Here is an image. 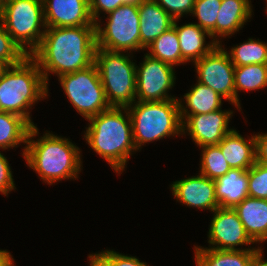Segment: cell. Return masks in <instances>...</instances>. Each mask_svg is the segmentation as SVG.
Instances as JSON below:
<instances>
[{
	"instance_id": "cell-1",
	"label": "cell",
	"mask_w": 267,
	"mask_h": 266,
	"mask_svg": "<svg viewBox=\"0 0 267 266\" xmlns=\"http://www.w3.org/2000/svg\"><path fill=\"white\" fill-rule=\"evenodd\" d=\"M96 48V26L48 27L29 56L48 86L49 72L59 77L93 65Z\"/></svg>"
},
{
	"instance_id": "cell-2",
	"label": "cell",
	"mask_w": 267,
	"mask_h": 266,
	"mask_svg": "<svg viewBox=\"0 0 267 266\" xmlns=\"http://www.w3.org/2000/svg\"><path fill=\"white\" fill-rule=\"evenodd\" d=\"M88 121L90 124L84 135L86 143L104 158L115 172L121 173L131 152L136 151L127 107H110L90 117Z\"/></svg>"
},
{
	"instance_id": "cell-3",
	"label": "cell",
	"mask_w": 267,
	"mask_h": 266,
	"mask_svg": "<svg viewBox=\"0 0 267 266\" xmlns=\"http://www.w3.org/2000/svg\"><path fill=\"white\" fill-rule=\"evenodd\" d=\"M37 134V126H31L23 151L28 166L50 185L63 179L78 178L82 162L80 149L67 138L51 133H45L35 141L32 138Z\"/></svg>"
},
{
	"instance_id": "cell-4",
	"label": "cell",
	"mask_w": 267,
	"mask_h": 266,
	"mask_svg": "<svg viewBox=\"0 0 267 266\" xmlns=\"http://www.w3.org/2000/svg\"><path fill=\"white\" fill-rule=\"evenodd\" d=\"M47 94L41 70L28 55L21 63L10 66L0 79V111L19 115L33 126L28 107Z\"/></svg>"
},
{
	"instance_id": "cell-5",
	"label": "cell",
	"mask_w": 267,
	"mask_h": 266,
	"mask_svg": "<svg viewBox=\"0 0 267 266\" xmlns=\"http://www.w3.org/2000/svg\"><path fill=\"white\" fill-rule=\"evenodd\" d=\"M127 109L131 118L136 151L144 143L183 134L178 99L136 101Z\"/></svg>"
},
{
	"instance_id": "cell-6",
	"label": "cell",
	"mask_w": 267,
	"mask_h": 266,
	"mask_svg": "<svg viewBox=\"0 0 267 266\" xmlns=\"http://www.w3.org/2000/svg\"><path fill=\"white\" fill-rule=\"evenodd\" d=\"M129 56L96 48L95 64L110 107H128L136 101V65Z\"/></svg>"
},
{
	"instance_id": "cell-7",
	"label": "cell",
	"mask_w": 267,
	"mask_h": 266,
	"mask_svg": "<svg viewBox=\"0 0 267 266\" xmlns=\"http://www.w3.org/2000/svg\"><path fill=\"white\" fill-rule=\"evenodd\" d=\"M0 19L26 54L30 55L39 46L46 28L42 0H9L0 9Z\"/></svg>"
},
{
	"instance_id": "cell-8",
	"label": "cell",
	"mask_w": 267,
	"mask_h": 266,
	"mask_svg": "<svg viewBox=\"0 0 267 266\" xmlns=\"http://www.w3.org/2000/svg\"><path fill=\"white\" fill-rule=\"evenodd\" d=\"M68 100L85 119L110 108L96 64L59 76Z\"/></svg>"
},
{
	"instance_id": "cell-9",
	"label": "cell",
	"mask_w": 267,
	"mask_h": 266,
	"mask_svg": "<svg viewBox=\"0 0 267 266\" xmlns=\"http://www.w3.org/2000/svg\"><path fill=\"white\" fill-rule=\"evenodd\" d=\"M105 28L96 23L97 48L128 52L140 50L138 5H122L108 14Z\"/></svg>"
},
{
	"instance_id": "cell-10",
	"label": "cell",
	"mask_w": 267,
	"mask_h": 266,
	"mask_svg": "<svg viewBox=\"0 0 267 266\" xmlns=\"http://www.w3.org/2000/svg\"><path fill=\"white\" fill-rule=\"evenodd\" d=\"M194 63L198 74L197 82L210 87L235 105V66L227 51L217 44Z\"/></svg>"
},
{
	"instance_id": "cell-11",
	"label": "cell",
	"mask_w": 267,
	"mask_h": 266,
	"mask_svg": "<svg viewBox=\"0 0 267 266\" xmlns=\"http://www.w3.org/2000/svg\"><path fill=\"white\" fill-rule=\"evenodd\" d=\"M140 67L136 66V98L141 102L170 99L168 90L175 84L174 67L146 53Z\"/></svg>"
},
{
	"instance_id": "cell-12",
	"label": "cell",
	"mask_w": 267,
	"mask_h": 266,
	"mask_svg": "<svg viewBox=\"0 0 267 266\" xmlns=\"http://www.w3.org/2000/svg\"><path fill=\"white\" fill-rule=\"evenodd\" d=\"M213 213L208 232V242L213 246L210 249L244 250L236 247L254 244L233 208L218 207Z\"/></svg>"
},
{
	"instance_id": "cell-13",
	"label": "cell",
	"mask_w": 267,
	"mask_h": 266,
	"mask_svg": "<svg viewBox=\"0 0 267 266\" xmlns=\"http://www.w3.org/2000/svg\"><path fill=\"white\" fill-rule=\"evenodd\" d=\"M232 114V111L219 109L207 114L190 115L182 123V132H188L200 147L218 145L233 130L228 128Z\"/></svg>"
},
{
	"instance_id": "cell-14",
	"label": "cell",
	"mask_w": 267,
	"mask_h": 266,
	"mask_svg": "<svg viewBox=\"0 0 267 266\" xmlns=\"http://www.w3.org/2000/svg\"><path fill=\"white\" fill-rule=\"evenodd\" d=\"M46 28L96 26L89 0H42Z\"/></svg>"
},
{
	"instance_id": "cell-15",
	"label": "cell",
	"mask_w": 267,
	"mask_h": 266,
	"mask_svg": "<svg viewBox=\"0 0 267 266\" xmlns=\"http://www.w3.org/2000/svg\"><path fill=\"white\" fill-rule=\"evenodd\" d=\"M171 189L174 197L187 206L212 212L219 207L215 197V181L201 173L173 182Z\"/></svg>"
},
{
	"instance_id": "cell-16",
	"label": "cell",
	"mask_w": 267,
	"mask_h": 266,
	"mask_svg": "<svg viewBox=\"0 0 267 266\" xmlns=\"http://www.w3.org/2000/svg\"><path fill=\"white\" fill-rule=\"evenodd\" d=\"M138 11L140 17V50H144L173 26L174 19L155 0H143L138 5Z\"/></svg>"
},
{
	"instance_id": "cell-17",
	"label": "cell",
	"mask_w": 267,
	"mask_h": 266,
	"mask_svg": "<svg viewBox=\"0 0 267 266\" xmlns=\"http://www.w3.org/2000/svg\"><path fill=\"white\" fill-rule=\"evenodd\" d=\"M250 0H222L215 28L209 33L214 42L220 44L218 37H226L239 31L250 19L252 6ZM216 40V41H215Z\"/></svg>"
},
{
	"instance_id": "cell-18",
	"label": "cell",
	"mask_w": 267,
	"mask_h": 266,
	"mask_svg": "<svg viewBox=\"0 0 267 266\" xmlns=\"http://www.w3.org/2000/svg\"><path fill=\"white\" fill-rule=\"evenodd\" d=\"M249 237L256 243L267 240V200L248 196L234 208Z\"/></svg>"
},
{
	"instance_id": "cell-19",
	"label": "cell",
	"mask_w": 267,
	"mask_h": 266,
	"mask_svg": "<svg viewBox=\"0 0 267 266\" xmlns=\"http://www.w3.org/2000/svg\"><path fill=\"white\" fill-rule=\"evenodd\" d=\"M235 129L218 144L231 169L248 170L256 162V139L245 140Z\"/></svg>"
},
{
	"instance_id": "cell-20",
	"label": "cell",
	"mask_w": 267,
	"mask_h": 266,
	"mask_svg": "<svg viewBox=\"0 0 267 266\" xmlns=\"http://www.w3.org/2000/svg\"><path fill=\"white\" fill-rule=\"evenodd\" d=\"M215 181V197L219 207L234 208L248 195V170L230 169Z\"/></svg>"
},
{
	"instance_id": "cell-21",
	"label": "cell",
	"mask_w": 267,
	"mask_h": 266,
	"mask_svg": "<svg viewBox=\"0 0 267 266\" xmlns=\"http://www.w3.org/2000/svg\"><path fill=\"white\" fill-rule=\"evenodd\" d=\"M178 19H174L173 26L176 29L181 49L182 63L198 61L203 56L208 54L217 43L213 40L210 44L205 45V36L209 38L210 34L199 27L196 23H188L178 26Z\"/></svg>"
},
{
	"instance_id": "cell-22",
	"label": "cell",
	"mask_w": 267,
	"mask_h": 266,
	"mask_svg": "<svg viewBox=\"0 0 267 266\" xmlns=\"http://www.w3.org/2000/svg\"><path fill=\"white\" fill-rule=\"evenodd\" d=\"M195 85L184 95L186 106L182 105V101L179 100L182 122L190 115L207 114L221 109L223 97L220 94L200 82Z\"/></svg>"
},
{
	"instance_id": "cell-23",
	"label": "cell",
	"mask_w": 267,
	"mask_h": 266,
	"mask_svg": "<svg viewBox=\"0 0 267 266\" xmlns=\"http://www.w3.org/2000/svg\"><path fill=\"white\" fill-rule=\"evenodd\" d=\"M197 266H249L252 256L260 249L216 250L194 247Z\"/></svg>"
},
{
	"instance_id": "cell-24",
	"label": "cell",
	"mask_w": 267,
	"mask_h": 266,
	"mask_svg": "<svg viewBox=\"0 0 267 266\" xmlns=\"http://www.w3.org/2000/svg\"><path fill=\"white\" fill-rule=\"evenodd\" d=\"M31 125L21 116L0 111V148H14L27 143Z\"/></svg>"
},
{
	"instance_id": "cell-25",
	"label": "cell",
	"mask_w": 267,
	"mask_h": 266,
	"mask_svg": "<svg viewBox=\"0 0 267 266\" xmlns=\"http://www.w3.org/2000/svg\"><path fill=\"white\" fill-rule=\"evenodd\" d=\"M150 57L161 60L171 66L182 63L180 42L174 26L162 33L148 47Z\"/></svg>"
},
{
	"instance_id": "cell-26",
	"label": "cell",
	"mask_w": 267,
	"mask_h": 266,
	"mask_svg": "<svg viewBox=\"0 0 267 266\" xmlns=\"http://www.w3.org/2000/svg\"><path fill=\"white\" fill-rule=\"evenodd\" d=\"M267 87V64H250L235 67V106L240 110L239 90H256Z\"/></svg>"
},
{
	"instance_id": "cell-27",
	"label": "cell",
	"mask_w": 267,
	"mask_h": 266,
	"mask_svg": "<svg viewBox=\"0 0 267 266\" xmlns=\"http://www.w3.org/2000/svg\"><path fill=\"white\" fill-rule=\"evenodd\" d=\"M227 54L235 67L267 64V43L249 38L247 42L234 46Z\"/></svg>"
},
{
	"instance_id": "cell-28",
	"label": "cell",
	"mask_w": 267,
	"mask_h": 266,
	"mask_svg": "<svg viewBox=\"0 0 267 266\" xmlns=\"http://www.w3.org/2000/svg\"><path fill=\"white\" fill-rule=\"evenodd\" d=\"M200 173L207 178L216 180L225 175L231 168L218 145L202 146Z\"/></svg>"
},
{
	"instance_id": "cell-29",
	"label": "cell",
	"mask_w": 267,
	"mask_h": 266,
	"mask_svg": "<svg viewBox=\"0 0 267 266\" xmlns=\"http://www.w3.org/2000/svg\"><path fill=\"white\" fill-rule=\"evenodd\" d=\"M222 0H195L192 14L198 18L199 27L210 33L216 26Z\"/></svg>"
},
{
	"instance_id": "cell-30",
	"label": "cell",
	"mask_w": 267,
	"mask_h": 266,
	"mask_svg": "<svg viewBox=\"0 0 267 266\" xmlns=\"http://www.w3.org/2000/svg\"><path fill=\"white\" fill-rule=\"evenodd\" d=\"M27 56L28 54L8 34L0 19V59L9 66H14L21 63Z\"/></svg>"
},
{
	"instance_id": "cell-31",
	"label": "cell",
	"mask_w": 267,
	"mask_h": 266,
	"mask_svg": "<svg viewBox=\"0 0 267 266\" xmlns=\"http://www.w3.org/2000/svg\"><path fill=\"white\" fill-rule=\"evenodd\" d=\"M90 266H148L133 256L122 255L121 253L105 250L101 253L90 254Z\"/></svg>"
},
{
	"instance_id": "cell-32",
	"label": "cell",
	"mask_w": 267,
	"mask_h": 266,
	"mask_svg": "<svg viewBox=\"0 0 267 266\" xmlns=\"http://www.w3.org/2000/svg\"><path fill=\"white\" fill-rule=\"evenodd\" d=\"M248 195L267 200V164L255 162L248 169Z\"/></svg>"
},
{
	"instance_id": "cell-33",
	"label": "cell",
	"mask_w": 267,
	"mask_h": 266,
	"mask_svg": "<svg viewBox=\"0 0 267 266\" xmlns=\"http://www.w3.org/2000/svg\"><path fill=\"white\" fill-rule=\"evenodd\" d=\"M173 19H180L184 14L191 13L195 0H155Z\"/></svg>"
},
{
	"instance_id": "cell-34",
	"label": "cell",
	"mask_w": 267,
	"mask_h": 266,
	"mask_svg": "<svg viewBox=\"0 0 267 266\" xmlns=\"http://www.w3.org/2000/svg\"><path fill=\"white\" fill-rule=\"evenodd\" d=\"M15 184L9 162L2 153H0V192L7 196V194L14 190Z\"/></svg>"
},
{
	"instance_id": "cell-35",
	"label": "cell",
	"mask_w": 267,
	"mask_h": 266,
	"mask_svg": "<svg viewBox=\"0 0 267 266\" xmlns=\"http://www.w3.org/2000/svg\"><path fill=\"white\" fill-rule=\"evenodd\" d=\"M90 14L94 23H98L101 10L109 14L119 6L124 5L120 0H89Z\"/></svg>"
},
{
	"instance_id": "cell-36",
	"label": "cell",
	"mask_w": 267,
	"mask_h": 266,
	"mask_svg": "<svg viewBox=\"0 0 267 266\" xmlns=\"http://www.w3.org/2000/svg\"><path fill=\"white\" fill-rule=\"evenodd\" d=\"M256 139V161L267 164V134H257Z\"/></svg>"
},
{
	"instance_id": "cell-37",
	"label": "cell",
	"mask_w": 267,
	"mask_h": 266,
	"mask_svg": "<svg viewBox=\"0 0 267 266\" xmlns=\"http://www.w3.org/2000/svg\"><path fill=\"white\" fill-rule=\"evenodd\" d=\"M262 249H260L252 256L249 266H267V260L263 259Z\"/></svg>"
},
{
	"instance_id": "cell-38",
	"label": "cell",
	"mask_w": 267,
	"mask_h": 266,
	"mask_svg": "<svg viewBox=\"0 0 267 266\" xmlns=\"http://www.w3.org/2000/svg\"><path fill=\"white\" fill-rule=\"evenodd\" d=\"M14 259L11 254L6 250H0V266H14Z\"/></svg>"
},
{
	"instance_id": "cell-39",
	"label": "cell",
	"mask_w": 267,
	"mask_h": 266,
	"mask_svg": "<svg viewBox=\"0 0 267 266\" xmlns=\"http://www.w3.org/2000/svg\"><path fill=\"white\" fill-rule=\"evenodd\" d=\"M9 67L10 66L4 60L0 59V79Z\"/></svg>"
},
{
	"instance_id": "cell-40",
	"label": "cell",
	"mask_w": 267,
	"mask_h": 266,
	"mask_svg": "<svg viewBox=\"0 0 267 266\" xmlns=\"http://www.w3.org/2000/svg\"><path fill=\"white\" fill-rule=\"evenodd\" d=\"M124 5H139L143 0H120Z\"/></svg>"
},
{
	"instance_id": "cell-41",
	"label": "cell",
	"mask_w": 267,
	"mask_h": 266,
	"mask_svg": "<svg viewBox=\"0 0 267 266\" xmlns=\"http://www.w3.org/2000/svg\"><path fill=\"white\" fill-rule=\"evenodd\" d=\"M9 0H0V9L8 2Z\"/></svg>"
}]
</instances>
